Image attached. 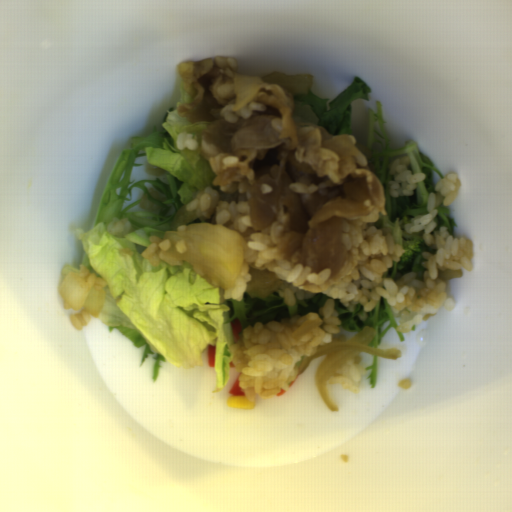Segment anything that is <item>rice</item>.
Returning a JSON list of instances; mask_svg holds the SVG:
<instances>
[{
    "label": "rice",
    "instance_id": "obj_6",
    "mask_svg": "<svg viewBox=\"0 0 512 512\" xmlns=\"http://www.w3.org/2000/svg\"><path fill=\"white\" fill-rule=\"evenodd\" d=\"M67 273H74L81 277L85 282L93 287H98L101 291L106 288L107 281L103 277L92 273L85 264H81L78 269L68 265H64L61 270L63 279Z\"/></svg>",
    "mask_w": 512,
    "mask_h": 512
},
{
    "label": "rice",
    "instance_id": "obj_1",
    "mask_svg": "<svg viewBox=\"0 0 512 512\" xmlns=\"http://www.w3.org/2000/svg\"><path fill=\"white\" fill-rule=\"evenodd\" d=\"M461 183L457 173L441 178L428 196L426 213L405 224L406 232L424 231L428 250L422 253L421 271L407 272L400 279L388 278L384 272L399 262L405 248L394 242L388 227L374 222L343 223L341 239L353 265L342 279H332L327 267L312 272L310 267L293 265L279 257L276 246L287 222L283 209H279L269 228L243 239L241 274L229 289L218 288L221 299L242 302L251 268L269 269L277 276L281 281L277 292L287 306L293 307L317 293L327 295L318 312L246 326L239 340L228 347L239 372V388L247 401L288 391L305 357L313 355L321 344L347 341L334 300H340L350 312L355 304H361L367 313L385 298L398 323L397 331L404 334L436 315L439 309L455 311L448 281L472 271L474 244L466 238H455L446 227H437L436 217L439 207L455 202Z\"/></svg>",
    "mask_w": 512,
    "mask_h": 512
},
{
    "label": "rice",
    "instance_id": "obj_5",
    "mask_svg": "<svg viewBox=\"0 0 512 512\" xmlns=\"http://www.w3.org/2000/svg\"><path fill=\"white\" fill-rule=\"evenodd\" d=\"M151 243L143 250L141 256L154 268L158 267L161 262H165L169 266L180 267L183 264V259H162L159 253V248L162 239L157 235H150Z\"/></svg>",
    "mask_w": 512,
    "mask_h": 512
},
{
    "label": "rice",
    "instance_id": "obj_9",
    "mask_svg": "<svg viewBox=\"0 0 512 512\" xmlns=\"http://www.w3.org/2000/svg\"><path fill=\"white\" fill-rule=\"evenodd\" d=\"M70 322L73 328L83 330V326H87L92 321V316L84 309H80L77 313H71Z\"/></svg>",
    "mask_w": 512,
    "mask_h": 512
},
{
    "label": "rice",
    "instance_id": "obj_7",
    "mask_svg": "<svg viewBox=\"0 0 512 512\" xmlns=\"http://www.w3.org/2000/svg\"><path fill=\"white\" fill-rule=\"evenodd\" d=\"M132 230L133 228L127 217L119 218L115 216L106 227L107 233L122 238L130 235Z\"/></svg>",
    "mask_w": 512,
    "mask_h": 512
},
{
    "label": "rice",
    "instance_id": "obj_8",
    "mask_svg": "<svg viewBox=\"0 0 512 512\" xmlns=\"http://www.w3.org/2000/svg\"><path fill=\"white\" fill-rule=\"evenodd\" d=\"M175 145L177 150L189 149L193 151L197 150L199 142L192 134L183 132L178 134Z\"/></svg>",
    "mask_w": 512,
    "mask_h": 512
},
{
    "label": "rice",
    "instance_id": "obj_2",
    "mask_svg": "<svg viewBox=\"0 0 512 512\" xmlns=\"http://www.w3.org/2000/svg\"><path fill=\"white\" fill-rule=\"evenodd\" d=\"M188 212H195L201 223L220 224L240 235L251 226V213L247 200L222 201L214 185H207L187 203Z\"/></svg>",
    "mask_w": 512,
    "mask_h": 512
},
{
    "label": "rice",
    "instance_id": "obj_3",
    "mask_svg": "<svg viewBox=\"0 0 512 512\" xmlns=\"http://www.w3.org/2000/svg\"><path fill=\"white\" fill-rule=\"evenodd\" d=\"M411 157L402 156L391 161L388 172L390 181L388 183L390 197L412 196L419 183L426 180V174H412L409 166Z\"/></svg>",
    "mask_w": 512,
    "mask_h": 512
},
{
    "label": "rice",
    "instance_id": "obj_4",
    "mask_svg": "<svg viewBox=\"0 0 512 512\" xmlns=\"http://www.w3.org/2000/svg\"><path fill=\"white\" fill-rule=\"evenodd\" d=\"M365 367L359 354L340 368L327 384H341L345 389L359 393L361 377L364 376Z\"/></svg>",
    "mask_w": 512,
    "mask_h": 512
}]
</instances>
